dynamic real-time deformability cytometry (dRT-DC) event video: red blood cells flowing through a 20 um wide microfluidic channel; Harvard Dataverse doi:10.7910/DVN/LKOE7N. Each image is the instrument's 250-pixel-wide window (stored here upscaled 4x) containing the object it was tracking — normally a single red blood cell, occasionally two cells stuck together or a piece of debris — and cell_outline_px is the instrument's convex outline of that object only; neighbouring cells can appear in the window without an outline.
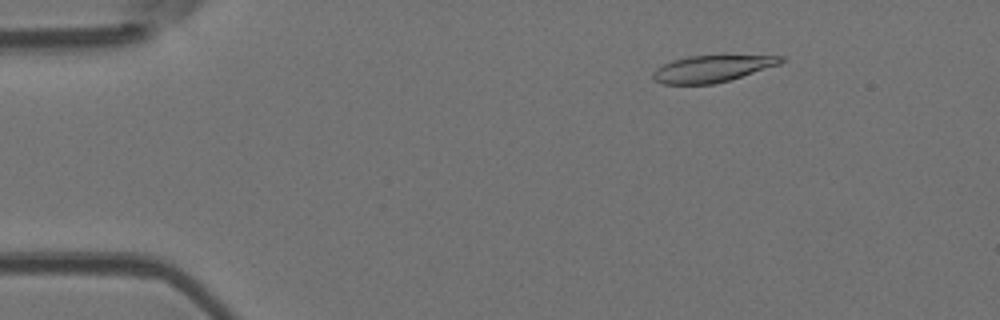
{"species": "Egyptian fruit bat (a non-hibernating species)", "species_latin": "Rousettus aegyptiacus", "temperature_condition": "room temperature", "stored_images_in_passage": 5, "camera_frame_rate_fps": 3000, "um_per_image_px": 0.085, "animal": {"sex": "female"}, "frame": {"image": 1, "passage_image": 3, "time_ms": 2.0, "image_size_px": [1000, 320], "cell_outline_px": [[784, 60], [780, 64], [728, 80], [712, 84], [660, 84], [652, 80], [652, 72], [656, 68], [672, 60], [688, 56], [724, 52], [784, 56]], "centroid_in_image_um": [60.56, 5.77], "position_along_channel_um": 24.4, "area_um2": 21.04}}